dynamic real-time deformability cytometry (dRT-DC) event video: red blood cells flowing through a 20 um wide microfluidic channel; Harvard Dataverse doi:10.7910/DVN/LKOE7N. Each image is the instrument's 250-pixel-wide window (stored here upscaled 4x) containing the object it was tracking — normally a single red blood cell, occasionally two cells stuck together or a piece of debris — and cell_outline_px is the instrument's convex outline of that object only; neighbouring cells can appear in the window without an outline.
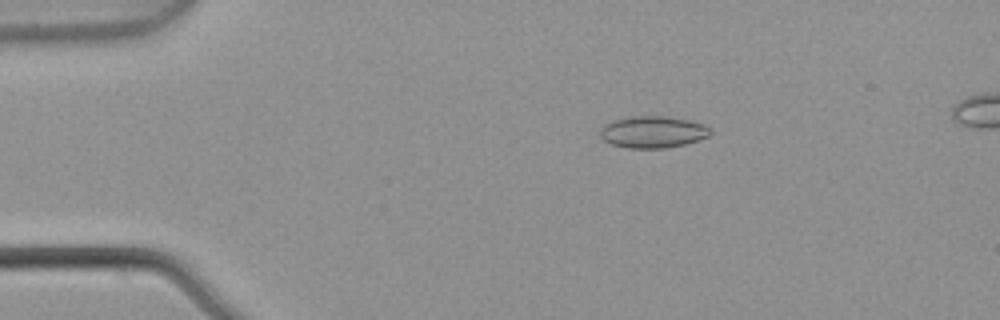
{"species": "common noctule bat (a hibernating species)", "species_latin": "Nyctalus noctula", "temperature_condition": "warm", "stored_images_in_passage": 6, "camera_frame_rate_fps": 3000, "um_per_image_px": 0.085, "animal": {"sex": "male", "body_mass_g": 21.5, "forearm_length_mm": 52.0}, "frame": {"image": 1, "passage_image": 2, "time_ms": 0.333, "image_size_px": [1000, 320], "cell_outline_px": [[712, 132], [708, 136], [684, 144], [664, 148], [628, 148], [612, 144], [604, 140], [600, 136], [600, 128], [604, 124], [612, 120], [632, 116], [664, 116], [688, 120], [704, 124], [712, 128]], "centroid_in_image_um": [55.47, 11.21], "position_along_channel_um": 29.5, "area_um2": 20.4}}
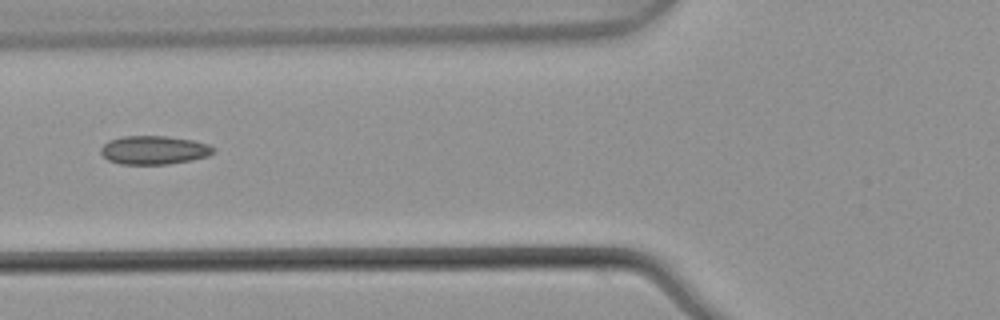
{"frame": {"image": 2, "passage_image": 5, "time_ms": 1.333, "image_size_px": [1000, 320], "cell_outline_px": [[216, 148], [208, 156], [192, 160], [168, 164], [120, 164], [108, 160], [100, 152], [100, 148], [108, 140], [120, 136], [168, 136], [192, 140], [208, 144]], "centroid_in_image_um": [13.07, 12.75], "position_along_channel_um": 112.7, "area_um2": 18.84}}
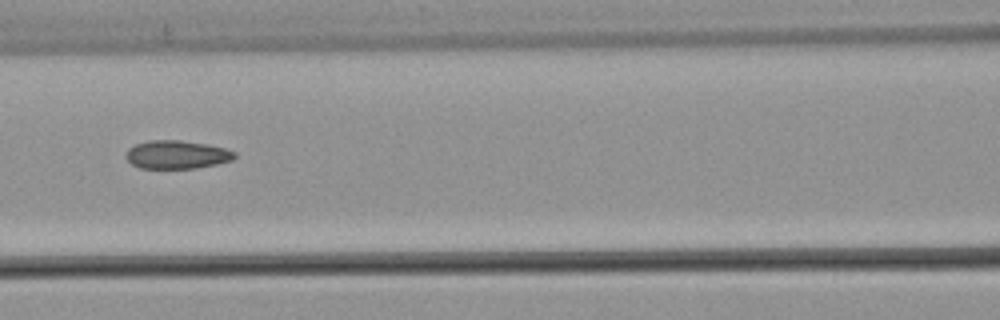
{"frame": {"image": 3, "passage_image": 6, "time_ms": 1.667, "image_size_px": [1000, 320], "cell_outline_px": [[236, 156], [232, 160], [216, 164], [196, 168], [140, 168], [132, 164], [124, 156], [128, 148], [136, 144], [148, 140], [180, 140], [208, 144], [224, 148], [236, 152]], "centroid_in_image_um": [15.02, 13.13], "position_along_channel_um": 151.6, "area_um2": 17.98}}